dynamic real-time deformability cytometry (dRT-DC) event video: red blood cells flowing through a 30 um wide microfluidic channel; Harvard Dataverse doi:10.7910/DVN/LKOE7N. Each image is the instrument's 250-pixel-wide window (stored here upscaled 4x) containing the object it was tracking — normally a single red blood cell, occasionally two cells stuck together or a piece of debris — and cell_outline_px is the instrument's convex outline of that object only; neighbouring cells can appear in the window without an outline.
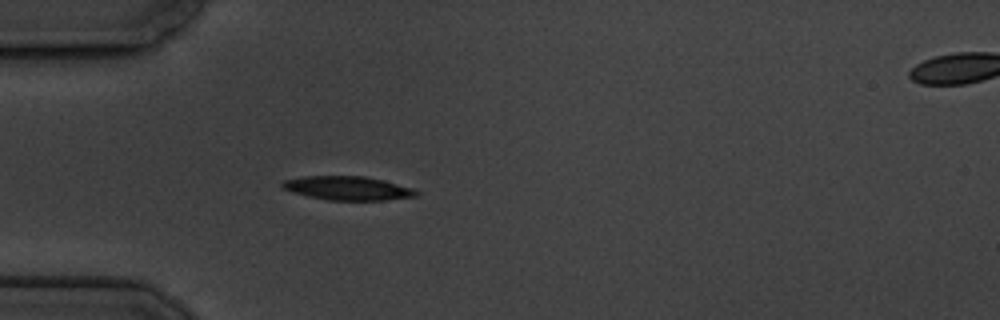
{"species": "common noctule bat (a hibernating species)", "species_latin": "Nyctalus noctula", "temperature_condition": "cold", "stored_images_in_passage": 5, "segment_of_instrument_passage": [1, 2], "camera_frame_rate_fps": 3000, "um_per_image_px": 0.085, "animal": {"sex": "male", "body_mass_g": 19.5, "forearm_length_mm": 54.6}, "frame": {"image": 1, "passage_image": 4, "time_ms": 3.333, "image_size_px": [1000, 320], "cell_outline_px": [[420, 192], [416, 196], [384, 200], [328, 200], [308, 196], [292, 192], [284, 188], [280, 184], [284, 180], [304, 176], [364, 176], [384, 180], [412, 188]], "centroid_in_image_um": [29.56, 15.99], "position_along_channel_um": 55.4, "area_um2": 18.5}}